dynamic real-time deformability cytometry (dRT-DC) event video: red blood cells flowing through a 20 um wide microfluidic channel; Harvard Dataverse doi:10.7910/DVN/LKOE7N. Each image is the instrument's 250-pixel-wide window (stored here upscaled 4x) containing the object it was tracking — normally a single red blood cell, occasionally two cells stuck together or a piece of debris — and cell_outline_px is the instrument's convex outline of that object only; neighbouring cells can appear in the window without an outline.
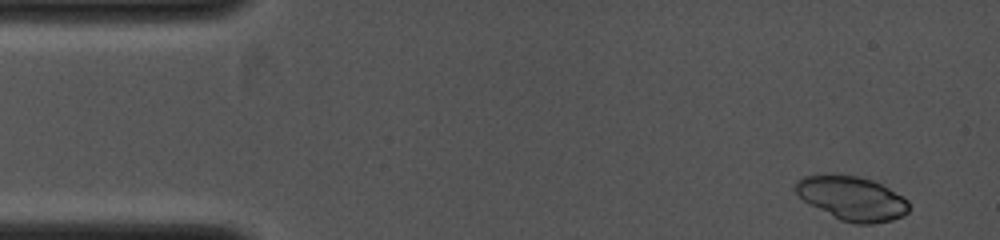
{"species": "common noctule bat (a hibernating species)", "species_latin": "Nyctalus noctula", "temperature_condition": "cold", "stored_images_in_passage": 5, "camera_frame_rate_fps": 4000, "um_per_image_px": 0.085, "animal": {"sex": "female", "body_mass_g": 19.0, "forearm_length_mm": 53.3}, "frame": {"image": 1, "passage_image": 1, "time_ms": 0.0, "image_size_px": [1000, 240], "cell_outline_px": [[912, 208], [904, 216], [892, 220], [872, 224], [856, 224], [840, 220], [804, 200], [796, 192], [796, 180], [804, 176], [828, 172], [832, 172], [860, 176], [872, 180], [904, 196], [908, 200]], "centroid_in_image_um": [72.46, 16.83], "position_along_channel_um": 12.5, "area_um2": 29.59}}